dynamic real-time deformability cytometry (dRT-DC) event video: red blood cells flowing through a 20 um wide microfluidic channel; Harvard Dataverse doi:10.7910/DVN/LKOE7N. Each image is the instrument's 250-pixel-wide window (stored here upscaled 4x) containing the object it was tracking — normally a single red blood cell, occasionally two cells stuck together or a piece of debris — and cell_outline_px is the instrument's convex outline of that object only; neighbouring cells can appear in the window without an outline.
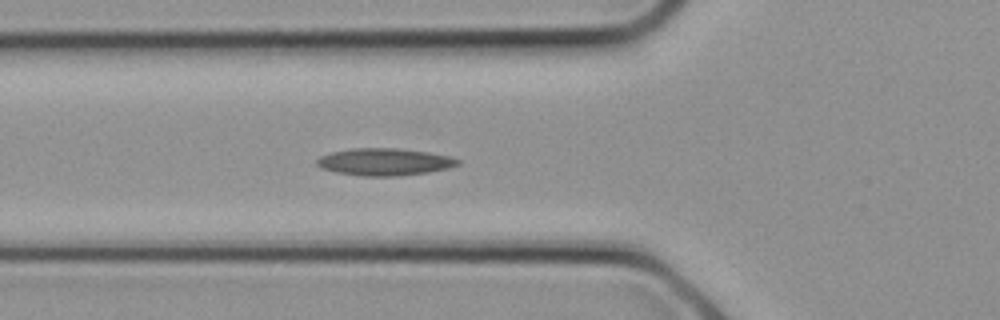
{"species": "common noctule bat (a hibernating species)", "species_latin": "Nyctalus noctula", "temperature_condition": "cold", "stored_images_in_passage": 7, "camera_frame_rate_fps": 3000, "um_per_image_px": 0.085, "animal": {"sex": "female", "body_mass_g": 21.9}, "frame": {"image": 1, "passage_image": 7, "time_ms": 2.0, "image_size_px": [1000, 320], "cell_outline_px": [[460, 164], [448, 168], [428, 172], [400, 176], [364, 176], [336, 172], [320, 168], [316, 164], [316, 160], [320, 156], [332, 152], [352, 148], [400, 148], [428, 152], [452, 156], [460, 160]], "centroid_in_image_um": [32.7, 13.75], "position_along_channel_um": 93.1, "area_um2": 22.48}}